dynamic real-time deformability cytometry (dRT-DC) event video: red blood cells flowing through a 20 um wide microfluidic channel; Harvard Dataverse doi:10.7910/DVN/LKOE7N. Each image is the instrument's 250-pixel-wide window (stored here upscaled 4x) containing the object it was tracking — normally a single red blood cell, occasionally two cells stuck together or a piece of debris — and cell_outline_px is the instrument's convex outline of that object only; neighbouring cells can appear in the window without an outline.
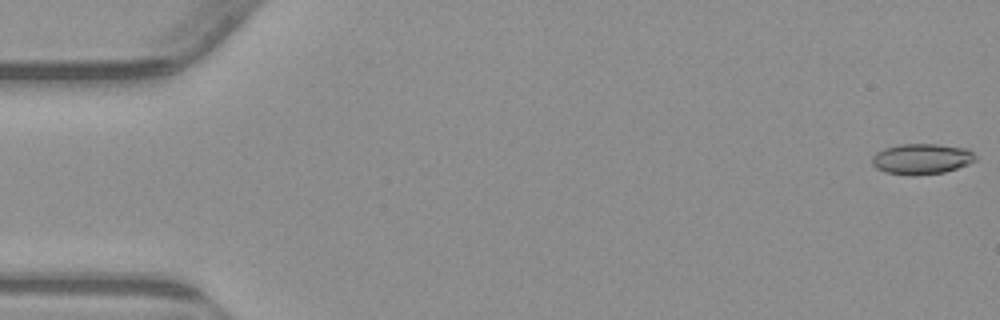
{"species": "common noctule bat (a hibernating species)", "species_latin": "Nyctalus noctula", "temperature_condition": "warm", "stored_images_in_passage": 54, "camera_frame_rate_fps": 3000, "um_per_image_px": 0.085, "animal": {"sex": "male", "body_mass_g": 23.1, "forearm_length_mm": 52.7}, "frame": {"image": 1, "passage_image": 1, "time_ms": 0.0, "image_size_px": [1000, 320], "cell_outline_px": [[976, 160], [968, 164], [944, 172], [912, 176], [884, 172], [876, 168], [872, 164], [872, 156], [876, 152], [884, 148], [900, 144], [936, 144], [968, 148], [976, 156]], "centroid_in_image_um": [78.32, 13.51], "position_along_channel_um": 6.7, "area_um2": 18.55}}
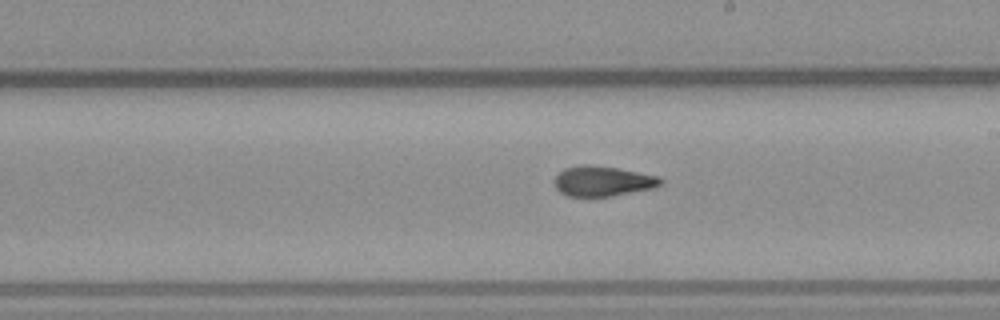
{"frame": {"image": 2, "passage_image": 31, "time_ms": 10.0, "image_size_px": [1000, 320], "cell_outline_px": [[664, 184], [652, 188], [612, 196], [568, 196], [560, 192], [556, 188], [552, 180], [564, 168], [580, 164], [588, 164], [616, 168], [660, 176], [664, 180]], "centroid_in_image_um": [51.23, 15.39], "position_along_channel_um": 237.8, "area_um2": 18.79}}
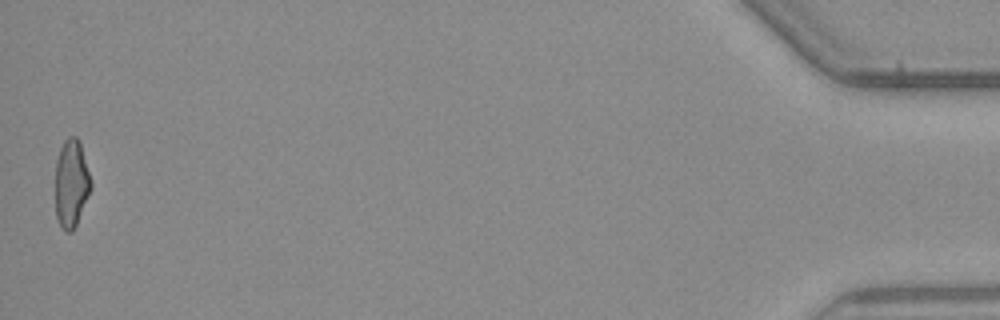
{"frame": {"image": 3, "passage_image": 54, "time_ms": 17.667, "image_size_px": [1000, 320], "cell_outline_px": [[92, 188], [76, 224], [72, 232], [64, 232], [56, 216], [56, 160], [60, 148], [64, 140], [68, 136], [76, 136], [80, 144], [92, 184]], "centroid_in_image_um": [6.05, 15.6], "position_along_channel_um": 429.1, "area_um2": 18.03}, "authors_computed_cell_mechanics": {"area_um2": 18.8428, "velocity_mm_per_s": 3.8514, "shape_relaxation_time_tau1_ms": 5.7473, "shape_relaxation_time_tau2_ms": 1.9734, "deformation_change_tau1": 0.1726, "deformation_change_tau2": 0.0969}}